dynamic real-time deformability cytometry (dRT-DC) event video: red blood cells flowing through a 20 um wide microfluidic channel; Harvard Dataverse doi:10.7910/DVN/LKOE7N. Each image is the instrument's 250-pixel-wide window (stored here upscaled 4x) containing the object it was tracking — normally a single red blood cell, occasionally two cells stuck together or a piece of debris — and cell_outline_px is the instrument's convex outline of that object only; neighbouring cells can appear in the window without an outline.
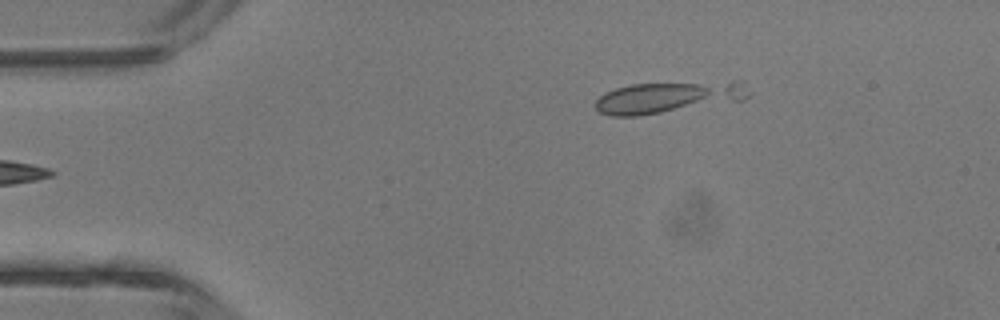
{"species": "common noctule bat (a hibernating species)", "species_latin": "Nyctalus noctula", "temperature_condition": "room temperature", "stored_images_in_passage": 5, "camera_frame_rate_fps": 3000, "um_per_image_px": 0.085, "animal": {"sex": "male", "body_mass_g": 13.3}, "frame": {"image": 1, "passage_image": 5, "time_ms": 4.667, "image_size_px": [1000, 320], "cell_outline_px": [[712, 92], [696, 100], [660, 112], [636, 116], [612, 116], [600, 112], [592, 104], [604, 92], [616, 88], [632, 84], [700, 84], [708, 88]], "centroid_in_image_um": [55.05, 8.37], "position_along_channel_um": 29.9, "area_um2": 19.59}}